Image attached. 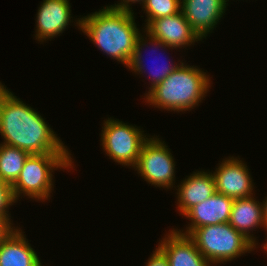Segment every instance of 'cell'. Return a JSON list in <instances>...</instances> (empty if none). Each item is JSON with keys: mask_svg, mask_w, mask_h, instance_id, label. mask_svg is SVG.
<instances>
[{"mask_svg": "<svg viewBox=\"0 0 267 266\" xmlns=\"http://www.w3.org/2000/svg\"><path fill=\"white\" fill-rule=\"evenodd\" d=\"M0 135L3 144L31 154L71 153L60 137L34 108L10 89H0Z\"/></svg>", "mask_w": 267, "mask_h": 266, "instance_id": "1", "label": "cell"}, {"mask_svg": "<svg viewBox=\"0 0 267 266\" xmlns=\"http://www.w3.org/2000/svg\"><path fill=\"white\" fill-rule=\"evenodd\" d=\"M75 22V26H78L99 50L128 67L136 40L141 34L133 10H118L105 6L99 11L76 19Z\"/></svg>", "mask_w": 267, "mask_h": 266, "instance_id": "2", "label": "cell"}, {"mask_svg": "<svg viewBox=\"0 0 267 266\" xmlns=\"http://www.w3.org/2000/svg\"><path fill=\"white\" fill-rule=\"evenodd\" d=\"M210 74L182 62L160 84L144 94V100L164 111L186 112L199 106L211 88Z\"/></svg>", "mask_w": 267, "mask_h": 266, "instance_id": "3", "label": "cell"}, {"mask_svg": "<svg viewBox=\"0 0 267 266\" xmlns=\"http://www.w3.org/2000/svg\"><path fill=\"white\" fill-rule=\"evenodd\" d=\"M70 153L31 154L25 160L23 169L12 185V193L17 202L20 196L45 202L51 198L54 188V170H72L74 162Z\"/></svg>", "mask_w": 267, "mask_h": 266, "instance_id": "4", "label": "cell"}, {"mask_svg": "<svg viewBox=\"0 0 267 266\" xmlns=\"http://www.w3.org/2000/svg\"><path fill=\"white\" fill-rule=\"evenodd\" d=\"M211 264H225L256 249L255 245L229 222L202 226L188 235Z\"/></svg>", "mask_w": 267, "mask_h": 266, "instance_id": "5", "label": "cell"}, {"mask_svg": "<svg viewBox=\"0 0 267 266\" xmlns=\"http://www.w3.org/2000/svg\"><path fill=\"white\" fill-rule=\"evenodd\" d=\"M143 132L136 125L108 117L103 122L100 134L102 149L115 163L134 168L143 144L150 138Z\"/></svg>", "mask_w": 267, "mask_h": 266, "instance_id": "6", "label": "cell"}, {"mask_svg": "<svg viewBox=\"0 0 267 266\" xmlns=\"http://www.w3.org/2000/svg\"><path fill=\"white\" fill-rule=\"evenodd\" d=\"M166 143L155 136L143 144L139 159L134 167L137 174L149 184L166 189L175 186V158Z\"/></svg>", "mask_w": 267, "mask_h": 266, "instance_id": "7", "label": "cell"}, {"mask_svg": "<svg viewBox=\"0 0 267 266\" xmlns=\"http://www.w3.org/2000/svg\"><path fill=\"white\" fill-rule=\"evenodd\" d=\"M228 157L218 164L214 172H211L215 179L216 192L233 199L252 196L255 187L249 167L239 156Z\"/></svg>", "mask_w": 267, "mask_h": 266, "instance_id": "8", "label": "cell"}, {"mask_svg": "<svg viewBox=\"0 0 267 266\" xmlns=\"http://www.w3.org/2000/svg\"><path fill=\"white\" fill-rule=\"evenodd\" d=\"M144 28L143 30L151 37L176 50L202 41L182 11L167 17L150 20Z\"/></svg>", "mask_w": 267, "mask_h": 266, "instance_id": "9", "label": "cell"}, {"mask_svg": "<svg viewBox=\"0 0 267 266\" xmlns=\"http://www.w3.org/2000/svg\"><path fill=\"white\" fill-rule=\"evenodd\" d=\"M69 0H43L36 15L34 37L39 43L60 36L73 20ZM72 20V21H71Z\"/></svg>", "mask_w": 267, "mask_h": 266, "instance_id": "10", "label": "cell"}, {"mask_svg": "<svg viewBox=\"0 0 267 266\" xmlns=\"http://www.w3.org/2000/svg\"><path fill=\"white\" fill-rule=\"evenodd\" d=\"M228 0H181V11L203 40L216 28L226 12Z\"/></svg>", "mask_w": 267, "mask_h": 266, "instance_id": "11", "label": "cell"}, {"mask_svg": "<svg viewBox=\"0 0 267 266\" xmlns=\"http://www.w3.org/2000/svg\"><path fill=\"white\" fill-rule=\"evenodd\" d=\"M233 198L221 193H214L210 198L192 207L183 217H186L191 223L186 226L185 230L178 232L189 235L194 229L216 225L219 223H227L233 206ZM184 231V232H183Z\"/></svg>", "mask_w": 267, "mask_h": 266, "instance_id": "12", "label": "cell"}, {"mask_svg": "<svg viewBox=\"0 0 267 266\" xmlns=\"http://www.w3.org/2000/svg\"><path fill=\"white\" fill-rule=\"evenodd\" d=\"M158 248L169 261V266H211L199 252L194 241L172 228L158 243Z\"/></svg>", "mask_w": 267, "mask_h": 266, "instance_id": "13", "label": "cell"}, {"mask_svg": "<svg viewBox=\"0 0 267 266\" xmlns=\"http://www.w3.org/2000/svg\"><path fill=\"white\" fill-rule=\"evenodd\" d=\"M181 181L175 192L180 215L184 216L192 207L216 193L215 179L210 171H193Z\"/></svg>", "mask_w": 267, "mask_h": 266, "instance_id": "14", "label": "cell"}, {"mask_svg": "<svg viewBox=\"0 0 267 266\" xmlns=\"http://www.w3.org/2000/svg\"><path fill=\"white\" fill-rule=\"evenodd\" d=\"M143 32H144V34H146V37H145V35H142V34H140L138 36V38L136 40V44H135V50L133 52L132 58H131V60L129 62V65L127 67L129 70L133 71V73H135L137 75H140V76H143L144 74H146L145 71L147 70V69H145V66L147 64L146 63L143 64L145 62L144 61V58H143V55H142V53L144 52V51L142 52V50H144V47L145 48L148 47V44H149L150 45L149 47L152 46L153 53L156 52L157 49L159 50V48H160V50L164 49V51H166L165 49H167V48H168V50L169 49H172V50L174 49V48H171L170 46H167V45L163 44L160 40L151 37L149 34H147V32H145V31H143ZM154 49H156V50H154ZM182 62H183V60L180 61V63L178 61V63H176V64H175V61H174L173 63H164V64L162 63L161 65L157 64L156 65L157 67L156 66H154L153 68L150 67L149 68L150 69L149 71L151 73L148 72V77L150 78L149 79V85H150V87H148V89H149L148 92L152 88H154L157 84H160Z\"/></svg>", "mask_w": 267, "mask_h": 266, "instance_id": "15", "label": "cell"}, {"mask_svg": "<svg viewBox=\"0 0 267 266\" xmlns=\"http://www.w3.org/2000/svg\"><path fill=\"white\" fill-rule=\"evenodd\" d=\"M254 197L255 196L252 195L234 199L228 222L234 229L241 232L255 245L256 248H258V241H256L257 239L252 233L253 231H256V228H265L266 224L263 216V204L262 202L257 201ZM251 231L252 233H250Z\"/></svg>", "mask_w": 267, "mask_h": 266, "instance_id": "16", "label": "cell"}, {"mask_svg": "<svg viewBox=\"0 0 267 266\" xmlns=\"http://www.w3.org/2000/svg\"><path fill=\"white\" fill-rule=\"evenodd\" d=\"M24 233L17 226L0 243V266H42L37 252L28 243Z\"/></svg>", "mask_w": 267, "mask_h": 266, "instance_id": "17", "label": "cell"}, {"mask_svg": "<svg viewBox=\"0 0 267 266\" xmlns=\"http://www.w3.org/2000/svg\"><path fill=\"white\" fill-rule=\"evenodd\" d=\"M29 155L22 149L0 143V180L12 186Z\"/></svg>", "mask_w": 267, "mask_h": 266, "instance_id": "18", "label": "cell"}, {"mask_svg": "<svg viewBox=\"0 0 267 266\" xmlns=\"http://www.w3.org/2000/svg\"><path fill=\"white\" fill-rule=\"evenodd\" d=\"M146 13L145 24L150 20L167 17L181 11V0H145L142 4Z\"/></svg>", "mask_w": 267, "mask_h": 266, "instance_id": "19", "label": "cell"}, {"mask_svg": "<svg viewBox=\"0 0 267 266\" xmlns=\"http://www.w3.org/2000/svg\"><path fill=\"white\" fill-rule=\"evenodd\" d=\"M14 203L17 202L12 193V186L0 180V216L11 217L8 210Z\"/></svg>", "mask_w": 267, "mask_h": 266, "instance_id": "20", "label": "cell"}, {"mask_svg": "<svg viewBox=\"0 0 267 266\" xmlns=\"http://www.w3.org/2000/svg\"><path fill=\"white\" fill-rule=\"evenodd\" d=\"M145 266H169V261L164 253L158 248H155L152 255H150Z\"/></svg>", "mask_w": 267, "mask_h": 266, "instance_id": "21", "label": "cell"}, {"mask_svg": "<svg viewBox=\"0 0 267 266\" xmlns=\"http://www.w3.org/2000/svg\"><path fill=\"white\" fill-rule=\"evenodd\" d=\"M13 225L11 217L0 216V243L17 228Z\"/></svg>", "mask_w": 267, "mask_h": 266, "instance_id": "22", "label": "cell"}, {"mask_svg": "<svg viewBox=\"0 0 267 266\" xmlns=\"http://www.w3.org/2000/svg\"><path fill=\"white\" fill-rule=\"evenodd\" d=\"M145 0H119L117 4L109 5L108 7L113 8V9H118V10H128L131 11L132 7L131 5L133 3L137 4L139 3L140 5L144 3ZM137 2V3H136Z\"/></svg>", "mask_w": 267, "mask_h": 266, "instance_id": "23", "label": "cell"}, {"mask_svg": "<svg viewBox=\"0 0 267 266\" xmlns=\"http://www.w3.org/2000/svg\"><path fill=\"white\" fill-rule=\"evenodd\" d=\"M262 204H263L264 221H265V224H267V197H265V199L263 200Z\"/></svg>", "mask_w": 267, "mask_h": 266, "instance_id": "24", "label": "cell"}, {"mask_svg": "<svg viewBox=\"0 0 267 266\" xmlns=\"http://www.w3.org/2000/svg\"><path fill=\"white\" fill-rule=\"evenodd\" d=\"M265 230L267 231V224L265 226ZM267 238V237H266ZM266 242L264 244L261 245V247H263L264 251H266L265 253H267V239L265 240Z\"/></svg>", "mask_w": 267, "mask_h": 266, "instance_id": "25", "label": "cell"}, {"mask_svg": "<svg viewBox=\"0 0 267 266\" xmlns=\"http://www.w3.org/2000/svg\"><path fill=\"white\" fill-rule=\"evenodd\" d=\"M4 85L0 82V89L3 87Z\"/></svg>", "mask_w": 267, "mask_h": 266, "instance_id": "26", "label": "cell"}]
</instances>
